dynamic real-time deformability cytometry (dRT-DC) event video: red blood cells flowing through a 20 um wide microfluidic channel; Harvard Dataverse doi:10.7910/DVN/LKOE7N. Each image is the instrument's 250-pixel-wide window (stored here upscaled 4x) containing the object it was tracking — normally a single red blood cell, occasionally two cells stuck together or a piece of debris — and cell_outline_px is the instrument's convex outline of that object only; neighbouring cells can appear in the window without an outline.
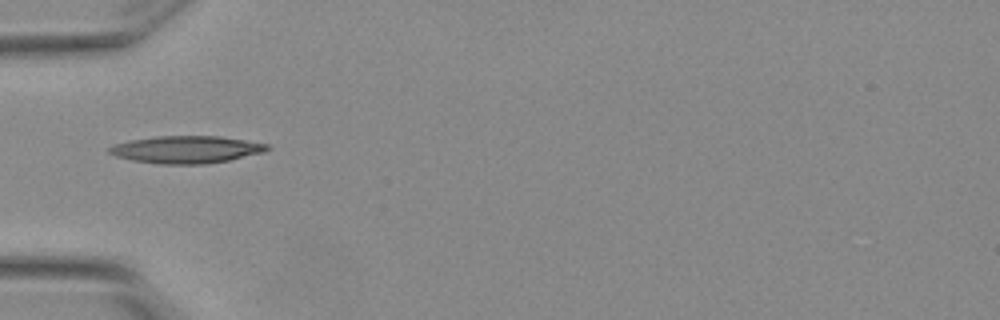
{"species": "Egyptian fruit bat (a non-hibernating species)", "species_latin": "Rousettus aegyptiacus", "temperature_condition": "warm", "stored_images_in_passage": 6, "camera_frame_rate_fps": 3000, "um_per_image_px": 0.085, "animal": {"sex": "female"}, "frame": {"image": 1, "passage_image": 6, "time_ms": 1.667, "image_size_px": [1000, 320], "cell_outline_px": [[272, 148], [264, 152], [228, 160], [204, 164], [160, 164], [132, 160], [116, 156], [108, 152], [108, 148], [112, 144], [128, 140], [156, 136], [220, 136], [268, 144]], "centroid_in_image_um": [15.81, 12.7], "position_along_channel_um": 69.2, "area_um2": 25.2}}